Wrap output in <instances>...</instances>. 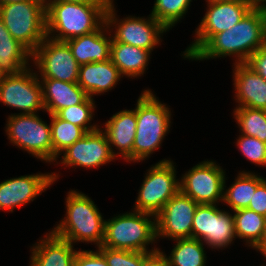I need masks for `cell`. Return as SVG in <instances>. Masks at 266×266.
<instances>
[{
  "label": "cell",
  "instance_id": "cell-16",
  "mask_svg": "<svg viewBox=\"0 0 266 266\" xmlns=\"http://www.w3.org/2000/svg\"><path fill=\"white\" fill-rule=\"evenodd\" d=\"M57 173H38L10 178L0 183V209L13 212L46 191L59 177Z\"/></svg>",
  "mask_w": 266,
  "mask_h": 266
},
{
  "label": "cell",
  "instance_id": "cell-29",
  "mask_svg": "<svg viewBox=\"0 0 266 266\" xmlns=\"http://www.w3.org/2000/svg\"><path fill=\"white\" fill-rule=\"evenodd\" d=\"M217 207L216 204H212V249L226 248L236 239L233 215Z\"/></svg>",
  "mask_w": 266,
  "mask_h": 266
},
{
  "label": "cell",
  "instance_id": "cell-5",
  "mask_svg": "<svg viewBox=\"0 0 266 266\" xmlns=\"http://www.w3.org/2000/svg\"><path fill=\"white\" fill-rule=\"evenodd\" d=\"M151 217V218H150ZM157 240L156 217L133 210L105 221V236L101 247L137 252H154L147 247ZM150 250V251H149Z\"/></svg>",
  "mask_w": 266,
  "mask_h": 266
},
{
  "label": "cell",
  "instance_id": "cell-6",
  "mask_svg": "<svg viewBox=\"0 0 266 266\" xmlns=\"http://www.w3.org/2000/svg\"><path fill=\"white\" fill-rule=\"evenodd\" d=\"M5 27L31 53L47 37L46 1H27L0 5Z\"/></svg>",
  "mask_w": 266,
  "mask_h": 266
},
{
  "label": "cell",
  "instance_id": "cell-32",
  "mask_svg": "<svg viewBox=\"0 0 266 266\" xmlns=\"http://www.w3.org/2000/svg\"><path fill=\"white\" fill-rule=\"evenodd\" d=\"M95 107L94 99L88 96L82 103L61 109L56 115L65 121L82 127L88 133L100 127L97 124L91 125L90 122L93 119Z\"/></svg>",
  "mask_w": 266,
  "mask_h": 266
},
{
  "label": "cell",
  "instance_id": "cell-38",
  "mask_svg": "<svg viewBox=\"0 0 266 266\" xmlns=\"http://www.w3.org/2000/svg\"><path fill=\"white\" fill-rule=\"evenodd\" d=\"M246 64L266 80V43L250 56Z\"/></svg>",
  "mask_w": 266,
  "mask_h": 266
},
{
  "label": "cell",
  "instance_id": "cell-42",
  "mask_svg": "<svg viewBox=\"0 0 266 266\" xmlns=\"http://www.w3.org/2000/svg\"><path fill=\"white\" fill-rule=\"evenodd\" d=\"M45 1H62L74 3H110L112 0H45Z\"/></svg>",
  "mask_w": 266,
  "mask_h": 266
},
{
  "label": "cell",
  "instance_id": "cell-8",
  "mask_svg": "<svg viewBox=\"0 0 266 266\" xmlns=\"http://www.w3.org/2000/svg\"><path fill=\"white\" fill-rule=\"evenodd\" d=\"M176 177L175 165L171 159L152 165L142 182L134 210L156 217L165 204L180 191V180Z\"/></svg>",
  "mask_w": 266,
  "mask_h": 266
},
{
  "label": "cell",
  "instance_id": "cell-15",
  "mask_svg": "<svg viewBox=\"0 0 266 266\" xmlns=\"http://www.w3.org/2000/svg\"><path fill=\"white\" fill-rule=\"evenodd\" d=\"M59 161L67 167L97 168L113 161L116 157L112 154L108 139L103 129L86 133L63 151Z\"/></svg>",
  "mask_w": 266,
  "mask_h": 266
},
{
  "label": "cell",
  "instance_id": "cell-33",
  "mask_svg": "<svg viewBox=\"0 0 266 266\" xmlns=\"http://www.w3.org/2000/svg\"><path fill=\"white\" fill-rule=\"evenodd\" d=\"M212 204H199L192 223V238L211 248Z\"/></svg>",
  "mask_w": 266,
  "mask_h": 266
},
{
  "label": "cell",
  "instance_id": "cell-26",
  "mask_svg": "<svg viewBox=\"0 0 266 266\" xmlns=\"http://www.w3.org/2000/svg\"><path fill=\"white\" fill-rule=\"evenodd\" d=\"M176 242L170 256V266H206V254L202 241L193 238L174 239Z\"/></svg>",
  "mask_w": 266,
  "mask_h": 266
},
{
  "label": "cell",
  "instance_id": "cell-11",
  "mask_svg": "<svg viewBox=\"0 0 266 266\" xmlns=\"http://www.w3.org/2000/svg\"><path fill=\"white\" fill-rule=\"evenodd\" d=\"M38 74L29 67L18 74H6L0 83V102L19 109V114H37L41 109L45 111Z\"/></svg>",
  "mask_w": 266,
  "mask_h": 266
},
{
  "label": "cell",
  "instance_id": "cell-27",
  "mask_svg": "<svg viewBox=\"0 0 266 266\" xmlns=\"http://www.w3.org/2000/svg\"><path fill=\"white\" fill-rule=\"evenodd\" d=\"M32 53L14 37L0 40V67L6 74H18L31 67Z\"/></svg>",
  "mask_w": 266,
  "mask_h": 266
},
{
  "label": "cell",
  "instance_id": "cell-7",
  "mask_svg": "<svg viewBox=\"0 0 266 266\" xmlns=\"http://www.w3.org/2000/svg\"><path fill=\"white\" fill-rule=\"evenodd\" d=\"M5 128L12 145L41 161L53 162L51 128L38 114H11Z\"/></svg>",
  "mask_w": 266,
  "mask_h": 266
},
{
  "label": "cell",
  "instance_id": "cell-28",
  "mask_svg": "<svg viewBox=\"0 0 266 266\" xmlns=\"http://www.w3.org/2000/svg\"><path fill=\"white\" fill-rule=\"evenodd\" d=\"M51 118V138L53 146V163L58 162L59 155L73 145L76 141L81 139L87 132L77 125L59 118L56 114L49 115Z\"/></svg>",
  "mask_w": 266,
  "mask_h": 266
},
{
  "label": "cell",
  "instance_id": "cell-41",
  "mask_svg": "<svg viewBox=\"0 0 266 266\" xmlns=\"http://www.w3.org/2000/svg\"><path fill=\"white\" fill-rule=\"evenodd\" d=\"M254 249H256L257 252L260 251V253L264 257H266V225H265L263 237H262L260 243Z\"/></svg>",
  "mask_w": 266,
  "mask_h": 266
},
{
  "label": "cell",
  "instance_id": "cell-9",
  "mask_svg": "<svg viewBox=\"0 0 266 266\" xmlns=\"http://www.w3.org/2000/svg\"><path fill=\"white\" fill-rule=\"evenodd\" d=\"M112 0L106 9L105 23L110 29L115 28L112 42H122L142 49L153 51L159 45L161 35L168 30L151 14L148 18L128 16L116 18L115 6Z\"/></svg>",
  "mask_w": 266,
  "mask_h": 266
},
{
  "label": "cell",
  "instance_id": "cell-23",
  "mask_svg": "<svg viewBox=\"0 0 266 266\" xmlns=\"http://www.w3.org/2000/svg\"><path fill=\"white\" fill-rule=\"evenodd\" d=\"M151 51L122 42H112L110 60L122 76L139 77L144 74Z\"/></svg>",
  "mask_w": 266,
  "mask_h": 266
},
{
  "label": "cell",
  "instance_id": "cell-2",
  "mask_svg": "<svg viewBox=\"0 0 266 266\" xmlns=\"http://www.w3.org/2000/svg\"><path fill=\"white\" fill-rule=\"evenodd\" d=\"M108 4L46 1L47 36L67 41L93 33L105 23Z\"/></svg>",
  "mask_w": 266,
  "mask_h": 266
},
{
  "label": "cell",
  "instance_id": "cell-14",
  "mask_svg": "<svg viewBox=\"0 0 266 266\" xmlns=\"http://www.w3.org/2000/svg\"><path fill=\"white\" fill-rule=\"evenodd\" d=\"M198 205L181 191L174 195L156 216L157 239L192 238L193 217Z\"/></svg>",
  "mask_w": 266,
  "mask_h": 266
},
{
  "label": "cell",
  "instance_id": "cell-22",
  "mask_svg": "<svg viewBox=\"0 0 266 266\" xmlns=\"http://www.w3.org/2000/svg\"><path fill=\"white\" fill-rule=\"evenodd\" d=\"M45 111L56 114L59 110L82 103L88 95L77 82H64L52 78H41Z\"/></svg>",
  "mask_w": 266,
  "mask_h": 266
},
{
  "label": "cell",
  "instance_id": "cell-4",
  "mask_svg": "<svg viewBox=\"0 0 266 266\" xmlns=\"http://www.w3.org/2000/svg\"><path fill=\"white\" fill-rule=\"evenodd\" d=\"M171 110L150 89L144 90L136 104V134L132 146V162L143 161L162 145L170 131Z\"/></svg>",
  "mask_w": 266,
  "mask_h": 266
},
{
  "label": "cell",
  "instance_id": "cell-39",
  "mask_svg": "<svg viewBox=\"0 0 266 266\" xmlns=\"http://www.w3.org/2000/svg\"><path fill=\"white\" fill-rule=\"evenodd\" d=\"M165 252L160 249L151 252L142 262V266H170Z\"/></svg>",
  "mask_w": 266,
  "mask_h": 266
},
{
  "label": "cell",
  "instance_id": "cell-34",
  "mask_svg": "<svg viewBox=\"0 0 266 266\" xmlns=\"http://www.w3.org/2000/svg\"><path fill=\"white\" fill-rule=\"evenodd\" d=\"M104 256L108 266H142L143 260L151 252L116 250L107 247H97Z\"/></svg>",
  "mask_w": 266,
  "mask_h": 266
},
{
  "label": "cell",
  "instance_id": "cell-13",
  "mask_svg": "<svg viewBox=\"0 0 266 266\" xmlns=\"http://www.w3.org/2000/svg\"><path fill=\"white\" fill-rule=\"evenodd\" d=\"M32 60L40 78L64 82L78 81L80 65L65 41H57L47 36L32 53Z\"/></svg>",
  "mask_w": 266,
  "mask_h": 266
},
{
  "label": "cell",
  "instance_id": "cell-17",
  "mask_svg": "<svg viewBox=\"0 0 266 266\" xmlns=\"http://www.w3.org/2000/svg\"><path fill=\"white\" fill-rule=\"evenodd\" d=\"M236 107L266 110V80L246 63H234Z\"/></svg>",
  "mask_w": 266,
  "mask_h": 266
},
{
  "label": "cell",
  "instance_id": "cell-25",
  "mask_svg": "<svg viewBox=\"0 0 266 266\" xmlns=\"http://www.w3.org/2000/svg\"><path fill=\"white\" fill-rule=\"evenodd\" d=\"M236 238L244 239L245 244L255 248L261 241L266 225V217L248 208L234 211Z\"/></svg>",
  "mask_w": 266,
  "mask_h": 266
},
{
  "label": "cell",
  "instance_id": "cell-20",
  "mask_svg": "<svg viewBox=\"0 0 266 266\" xmlns=\"http://www.w3.org/2000/svg\"><path fill=\"white\" fill-rule=\"evenodd\" d=\"M31 249L29 266H74L77 250L69 241L57 237L51 231Z\"/></svg>",
  "mask_w": 266,
  "mask_h": 266
},
{
  "label": "cell",
  "instance_id": "cell-31",
  "mask_svg": "<svg viewBox=\"0 0 266 266\" xmlns=\"http://www.w3.org/2000/svg\"><path fill=\"white\" fill-rule=\"evenodd\" d=\"M151 15L168 31L186 15L192 0H155Z\"/></svg>",
  "mask_w": 266,
  "mask_h": 266
},
{
  "label": "cell",
  "instance_id": "cell-3",
  "mask_svg": "<svg viewBox=\"0 0 266 266\" xmlns=\"http://www.w3.org/2000/svg\"><path fill=\"white\" fill-rule=\"evenodd\" d=\"M66 214L51 232L72 245L78 242L94 243L101 247L105 236V221L86 194L70 190L65 199Z\"/></svg>",
  "mask_w": 266,
  "mask_h": 266
},
{
  "label": "cell",
  "instance_id": "cell-21",
  "mask_svg": "<svg viewBox=\"0 0 266 266\" xmlns=\"http://www.w3.org/2000/svg\"><path fill=\"white\" fill-rule=\"evenodd\" d=\"M122 77L119 69L108 59L81 65L77 83L92 98L116 87Z\"/></svg>",
  "mask_w": 266,
  "mask_h": 266
},
{
  "label": "cell",
  "instance_id": "cell-43",
  "mask_svg": "<svg viewBox=\"0 0 266 266\" xmlns=\"http://www.w3.org/2000/svg\"><path fill=\"white\" fill-rule=\"evenodd\" d=\"M8 37H13L10 32L5 27L2 19L0 18V40L8 39Z\"/></svg>",
  "mask_w": 266,
  "mask_h": 266
},
{
  "label": "cell",
  "instance_id": "cell-40",
  "mask_svg": "<svg viewBox=\"0 0 266 266\" xmlns=\"http://www.w3.org/2000/svg\"><path fill=\"white\" fill-rule=\"evenodd\" d=\"M251 9H260L266 11V0H246Z\"/></svg>",
  "mask_w": 266,
  "mask_h": 266
},
{
  "label": "cell",
  "instance_id": "cell-19",
  "mask_svg": "<svg viewBox=\"0 0 266 266\" xmlns=\"http://www.w3.org/2000/svg\"><path fill=\"white\" fill-rule=\"evenodd\" d=\"M111 30L112 28L109 29L104 23L93 33L77 36L65 42L69 45L72 55L80 66L91 62H103L110 59Z\"/></svg>",
  "mask_w": 266,
  "mask_h": 266
},
{
  "label": "cell",
  "instance_id": "cell-36",
  "mask_svg": "<svg viewBox=\"0 0 266 266\" xmlns=\"http://www.w3.org/2000/svg\"><path fill=\"white\" fill-rule=\"evenodd\" d=\"M74 266H108L104 256L98 251L78 250L74 258Z\"/></svg>",
  "mask_w": 266,
  "mask_h": 266
},
{
  "label": "cell",
  "instance_id": "cell-1",
  "mask_svg": "<svg viewBox=\"0 0 266 266\" xmlns=\"http://www.w3.org/2000/svg\"><path fill=\"white\" fill-rule=\"evenodd\" d=\"M266 43V11L251 9L224 32L213 35L189 60L235 57V63H246Z\"/></svg>",
  "mask_w": 266,
  "mask_h": 266
},
{
  "label": "cell",
  "instance_id": "cell-46",
  "mask_svg": "<svg viewBox=\"0 0 266 266\" xmlns=\"http://www.w3.org/2000/svg\"><path fill=\"white\" fill-rule=\"evenodd\" d=\"M223 1H238V0H206V2H223Z\"/></svg>",
  "mask_w": 266,
  "mask_h": 266
},
{
  "label": "cell",
  "instance_id": "cell-12",
  "mask_svg": "<svg viewBox=\"0 0 266 266\" xmlns=\"http://www.w3.org/2000/svg\"><path fill=\"white\" fill-rule=\"evenodd\" d=\"M224 169L213 160L193 166L180 179V191L198 204L223 202Z\"/></svg>",
  "mask_w": 266,
  "mask_h": 266
},
{
  "label": "cell",
  "instance_id": "cell-37",
  "mask_svg": "<svg viewBox=\"0 0 266 266\" xmlns=\"http://www.w3.org/2000/svg\"><path fill=\"white\" fill-rule=\"evenodd\" d=\"M256 213L266 217V178L257 185L256 191L247 207Z\"/></svg>",
  "mask_w": 266,
  "mask_h": 266
},
{
  "label": "cell",
  "instance_id": "cell-18",
  "mask_svg": "<svg viewBox=\"0 0 266 266\" xmlns=\"http://www.w3.org/2000/svg\"><path fill=\"white\" fill-rule=\"evenodd\" d=\"M136 107L132 110H122L106 121L104 133L115 157H123L126 162L132 161V146L136 134ZM118 149L115 153L113 150ZM119 153V154H118Z\"/></svg>",
  "mask_w": 266,
  "mask_h": 266
},
{
  "label": "cell",
  "instance_id": "cell-35",
  "mask_svg": "<svg viewBox=\"0 0 266 266\" xmlns=\"http://www.w3.org/2000/svg\"><path fill=\"white\" fill-rule=\"evenodd\" d=\"M236 146L251 163L266 166V143L256 137L239 135Z\"/></svg>",
  "mask_w": 266,
  "mask_h": 266
},
{
  "label": "cell",
  "instance_id": "cell-45",
  "mask_svg": "<svg viewBox=\"0 0 266 266\" xmlns=\"http://www.w3.org/2000/svg\"><path fill=\"white\" fill-rule=\"evenodd\" d=\"M5 75H6V73L0 67V83L3 80V78L5 77Z\"/></svg>",
  "mask_w": 266,
  "mask_h": 266
},
{
  "label": "cell",
  "instance_id": "cell-24",
  "mask_svg": "<svg viewBox=\"0 0 266 266\" xmlns=\"http://www.w3.org/2000/svg\"><path fill=\"white\" fill-rule=\"evenodd\" d=\"M263 176L252 172L241 171L235 182L226 190V182L224 181L223 202L228 204L232 211L247 208L253 193L256 191L257 185L263 180Z\"/></svg>",
  "mask_w": 266,
  "mask_h": 266
},
{
  "label": "cell",
  "instance_id": "cell-44",
  "mask_svg": "<svg viewBox=\"0 0 266 266\" xmlns=\"http://www.w3.org/2000/svg\"><path fill=\"white\" fill-rule=\"evenodd\" d=\"M27 1H45V0H0V5H5L8 3L27 2Z\"/></svg>",
  "mask_w": 266,
  "mask_h": 266
},
{
  "label": "cell",
  "instance_id": "cell-30",
  "mask_svg": "<svg viewBox=\"0 0 266 266\" xmlns=\"http://www.w3.org/2000/svg\"><path fill=\"white\" fill-rule=\"evenodd\" d=\"M233 114L241 134L266 143V110L236 107Z\"/></svg>",
  "mask_w": 266,
  "mask_h": 266
},
{
  "label": "cell",
  "instance_id": "cell-10",
  "mask_svg": "<svg viewBox=\"0 0 266 266\" xmlns=\"http://www.w3.org/2000/svg\"><path fill=\"white\" fill-rule=\"evenodd\" d=\"M207 3L205 16L195 30L196 39L186 48L183 58L190 59L213 35L228 30L251 10L246 0Z\"/></svg>",
  "mask_w": 266,
  "mask_h": 266
}]
</instances>
